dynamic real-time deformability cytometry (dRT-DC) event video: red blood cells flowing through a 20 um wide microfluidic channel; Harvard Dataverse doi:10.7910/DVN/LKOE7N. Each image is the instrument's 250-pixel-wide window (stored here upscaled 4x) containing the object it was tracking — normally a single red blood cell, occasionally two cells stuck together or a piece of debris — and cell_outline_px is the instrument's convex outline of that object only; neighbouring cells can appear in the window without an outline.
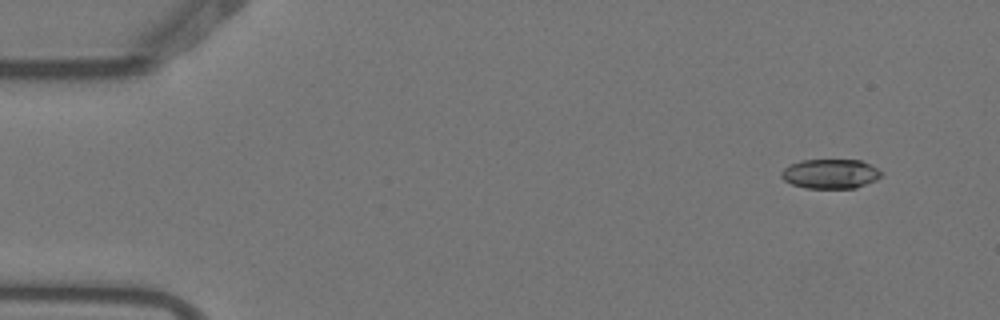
{"species": "Egyptian fruit bat (a non-hibernating species)", "species_latin": "Rousettus aegyptiacus", "temperature_condition": "warm", "stored_images_in_passage": 6, "camera_frame_rate_fps": 3000, "um_per_image_px": 0.085, "animal": {"sex": "female"}, "frame": {"image": 1, "passage_image": 2, "time_ms": 0.333, "image_size_px": [1000, 320], "cell_outline_px": [[884, 172], [876, 180], [856, 188], [804, 188], [792, 184], [784, 180], [780, 176], [780, 172], [784, 168], [800, 160], [860, 160]], "centroid_in_image_um": [70.57, 14.78], "position_along_channel_um": 14.4, "area_um2": 17.17}}
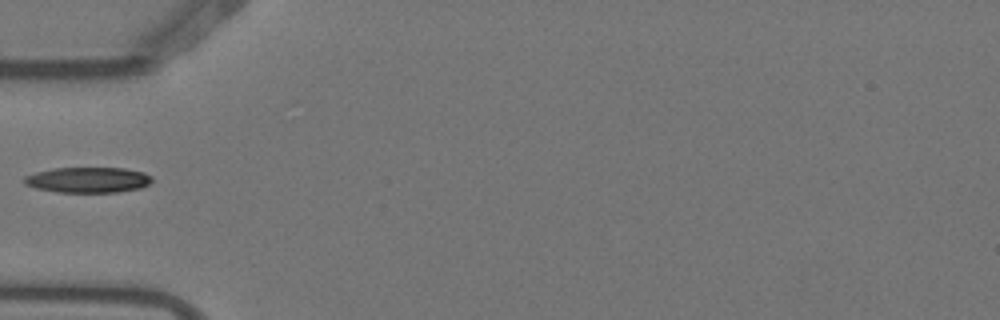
{"frame": {"image": 2, "passage_image": 5, "time_ms": 1.333, "image_size_px": [1000, 320], "cell_outline_px": [[152, 180], [148, 184], [140, 188], [116, 192], [56, 192], [36, 188], [24, 184], [24, 176], [36, 172], [52, 168], [124, 168], [144, 172], [152, 176]], "centroid_in_image_um": [7.47, 15.29], "position_along_channel_um": 77.5, "area_um2": 19.02}}
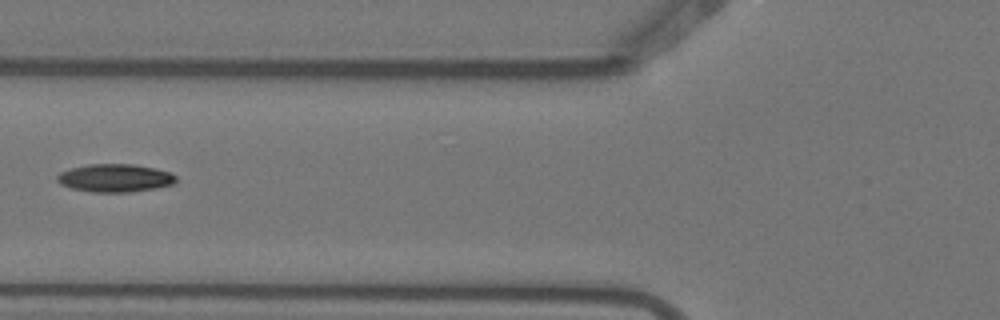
{"frame": {"image": 3, "passage_image": 6, "time_ms": 1.667, "image_size_px": [1000, 320], "cell_outline_px": [[176, 180], [172, 184], [156, 188], [128, 192], [92, 192], [72, 188], [60, 184], [56, 180], [56, 176], [60, 172], [72, 168], [88, 164], [136, 164], [156, 168], [168, 172], [176, 176]], "centroid_in_image_um": [9.76, 15.12], "position_along_channel_um": 116.0, "area_um2": 19.36}}